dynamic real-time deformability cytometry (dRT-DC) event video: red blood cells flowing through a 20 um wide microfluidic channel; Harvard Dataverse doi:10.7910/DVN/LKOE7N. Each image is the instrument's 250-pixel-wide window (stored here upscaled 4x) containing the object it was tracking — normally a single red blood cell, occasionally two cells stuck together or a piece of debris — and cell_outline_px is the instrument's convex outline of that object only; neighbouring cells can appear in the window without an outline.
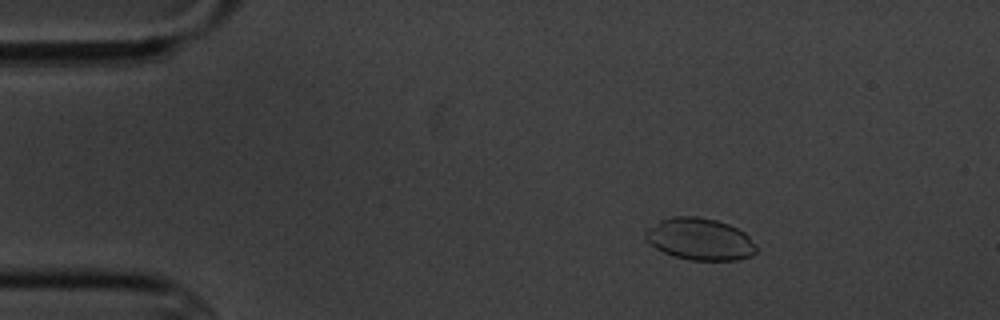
{"species": "common noctule bat (a hibernating species)", "species_latin": "Nyctalus noctula", "temperature_condition": "cold", "stored_images_in_passage": 4, "camera_frame_rate_fps": 3000, "um_per_image_px": 0.085, "animal": {"sex": "male", "body_mass_g": 20.1, "forearm_length_mm": 53.5}, "frame": {"image": 1, "passage_image": 1, "time_ms": 0.0, "image_size_px": [1000, 320], "cell_outline_px": [[756, 252], [752, 256], [736, 260], [688, 260], [664, 252], [648, 244], [644, 236], [644, 232], [648, 228], [660, 220], [672, 216], [696, 216], [716, 220], [728, 224], [744, 232], [756, 244]], "centroid_in_image_um": [59.47, 20.32], "position_along_channel_um": 25.5, "area_um2": 27.17}}